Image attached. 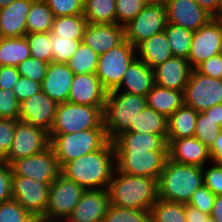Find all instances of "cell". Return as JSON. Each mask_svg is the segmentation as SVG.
Listing matches in <instances>:
<instances>
[{
    "mask_svg": "<svg viewBox=\"0 0 222 222\" xmlns=\"http://www.w3.org/2000/svg\"><path fill=\"white\" fill-rule=\"evenodd\" d=\"M127 131L160 135L167 142V118L147 105Z\"/></svg>",
    "mask_w": 222,
    "mask_h": 222,
    "instance_id": "f546056e",
    "label": "cell"
},
{
    "mask_svg": "<svg viewBox=\"0 0 222 222\" xmlns=\"http://www.w3.org/2000/svg\"><path fill=\"white\" fill-rule=\"evenodd\" d=\"M54 17L83 14L82 0H44Z\"/></svg>",
    "mask_w": 222,
    "mask_h": 222,
    "instance_id": "f6af8a7d",
    "label": "cell"
},
{
    "mask_svg": "<svg viewBox=\"0 0 222 222\" xmlns=\"http://www.w3.org/2000/svg\"><path fill=\"white\" fill-rule=\"evenodd\" d=\"M109 204L107 189L85 190L64 222H102Z\"/></svg>",
    "mask_w": 222,
    "mask_h": 222,
    "instance_id": "ac0fdd59",
    "label": "cell"
},
{
    "mask_svg": "<svg viewBox=\"0 0 222 222\" xmlns=\"http://www.w3.org/2000/svg\"><path fill=\"white\" fill-rule=\"evenodd\" d=\"M115 168V150L108 140L100 149L66 163L60 173L85 190L108 189Z\"/></svg>",
    "mask_w": 222,
    "mask_h": 222,
    "instance_id": "6da1fadb",
    "label": "cell"
},
{
    "mask_svg": "<svg viewBox=\"0 0 222 222\" xmlns=\"http://www.w3.org/2000/svg\"><path fill=\"white\" fill-rule=\"evenodd\" d=\"M146 106V96L108 91L103 111L107 139L112 141L119 134L127 131L135 121L137 114Z\"/></svg>",
    "mask_w": 222,
    "mask_h": 222,
    "instance_id": "277c9868",
    "label": "cell"
},
{
    "mask_svg": "<svg viewBox=\"0 0 222 222\" xmlns=\"http://www.w3.org/2000/svg\"><path fill=\"white\" fill-rule=\"evenodd\" d=\"M20 74L15 66H1L0 69V88L12 89L18 81Z\"/></svg>",
    "mask_w": 222,
    "mask_h": 222,
    "instance_id": "db71d44e",
    "label": "cell"
},
{
    "mask_svg": "<svg viewBox=\"0 0 222 222\" xmlns=\"http://www.w3.org/2000/svg\"><path fill=\"white\" fill-rule=\"evenodd\" d=\"M33 216L16 200L0 203V222H32Z\"/></svg>",
    "mask_w": 222,
    "mask_h": 222,
    "instance_id": "7bdbcfd3",
    "label": "cell"
},
{
    "mask_svg": "<svg viewBox=\"0 0 222 222\" xmlns=\"http://www.w3.org/2000/svg\"><path fill=\"white\" fill-rule=\"evenodd\" d=\"M167 23L196 31L213 17L195 0H165Z\"/></svg>",
    "mask_w": 222,
    "mask_h": 222,
    "instance_id": "e0dca14e",
    "label": "cell"
},
{
    "mask_svg": "<svg viewBox=\"0 0 222 222\" xmlns=\"http://www.w3.org/2000/svg\"><path fill=\"white\" fill-rule=\"evenodd\" d=\"M57 106V102L40 91L19 103L18 120L50 133Z\"/></svg>",
    "mask_w": 222,
    "mask_h": 222,
    "instance_id": "2e32d148",
    "label": "cell"
},
{
    "mask_svg": "<svg viewBox=\"0 0 222 222\" xmlns=\"http://www.w3.org/2000/svg\"><path fill=\"white\" fill-rule=\"evenodd\" d=\"M48 65L49 63L30 56L23 62H20L17 69L21 76L42 83L45 78Z\"/></svg>",
    "mask_w": 222,
    "mask_h": 222,
    "instance_id": "ee69618b",
    "label": "cell"
},
{
    "mask_svg": "<svg viewBox=\"0 0 222 222\" xmlns=\"http://www.w3.org/2000/svg\"><path fill=\"white\" fill-rule=\"evenodd\" d=\"M203 184V167L180 164L168 158L158 179V196L165 201L187 204Z\"/></svg>",
    "mask_w": 222,
    "mask_h": 222,
    "instance_id": "3957f363",
    "label": "cell"
},
{
    "mask_svg": "<svg viewBox=\"0 0 222 222\" xmlns=\"http://www.w3.org/2000/svg\"><path fill=\"white\" fill-rule=\"evenodd\" d=\"M52 182H37L24 176H12V199L33 217L44 216Z\"/></svg>",
    "mask_w": 222,
    "mask_h": 222,
    "instance_id": "5bb4252c",
    "label": "cell"
},
{
    "mask_svg": "<svg viewBox=\"0 0 222 222\" xmlns=\"http://www.w3.org/2000/svg\"><path fill=\"white\" fill-rule=\"evenodd\" d=\"M32 222H64V221L58 219H49L43 216H39V217H33Z\"/></svg>",
    "mask_w": 222,
    "mask_h": 222,
    "instance_id": "94428289",
    "label": "cell"
},
{
    "mask_svg": "<svg viewBox=\"0 0 222 222\" xmlns=\"http://www.w3.org/2000/svg\"><path fill=\"white\" fill-rule=\"evenodd\" d=\"M17 121L0 118V161L8 155L11 149Z\"/></svg>",
    "mask_w": 222,
    "mask_h": 222,
    "instance_id": "681fc988",
    "label": "cell"
},
{
    "mask_svg": "<svg viewBox=\"0 0 222 222\" xmlns=\"http://www.w3.org/2000/svg\"><path fill=\"white\" fill-rule=\"evenodd\" d=\"M168 158L171 161L204 167L212 162L209 148L194 136L167 140Z\"/></svg>",
    "mask_w": 222,
    "mask_h": 222,
    "instance_id": "ffe728a7",
    "label": "cell"
},
{
    "mask_svg": "<svg viewBox=\"0 0 222 222\" xmlns=\"http://www.w3.org/2000/svg\"><path fill=\"white\" fill-rule=\"evenodd\" d=\"M15 0H0V8L10 5Z\"/></svg>",
    "mask_w": 222,
    "mask_h": 222,
    "instance_id": "6125c7cd",
    "label": "cell"
},
{
    "mask_svg": "<svg viewBox=\"0 0 222 222\" xmlns=\"http://www.w3.org/2000/svg\"><path fill=\"white\" fill-rule=\"evenodd\" d=\"M111 205L123 208L150 211L158 196V180L134 176L116 168L108 186Z\"/></svg>",
    "mask_w": 222,
    "mask_h": 222,
    "instance_id": "7a4b0ae2",
    "label": "cell"
},
{
    "mask_svg": "<svg viewBox=\"0 0 222 222\" xmlns=\"http://www.w3.org/2000/svg\"><path fill=\"white\" fill-rule=\"evenodd\" d=\"M53 13L44 0H34L27 16V33L50 32Z\"/></svg>",
    "mask_w": 222,
    "mask_h": 222,
    "instance_id": "836d02e7",
    "label": "cell"
},
{
    "mask_svg": "<svg viewBox=\"0 0 222 222\" xmlns=\"http://www.w3.org/2000/svg\"><path fill=\"white\" fill-rule=\"evenodd\" d=\"M50 146L49 133L44 129L17 121L13 142L8 155L2 160L10 165L13 161L36 155Z\"/></svg>",
    "mask_w": 222,
    "mask_h": 222,
    "instance_id": "7c38bea8",
    "label": "cell"
},
{
    "mask_svg": "<svg viewBox=\"0 0 222 222\" xmlns=\"http://www.w3.org/2000/svg\"><path fill=\"white\" fill-rule=\"evenodd\" d=\"M103 111L104 107L74 104L68 101L59 103L49 133V139L53 135L104 128Z\"/></svg>",
    "mask_w": 222,
    "mask_h": 222,
    "instance_id": "8992f818",
    "label": "cell"
},
{
    "mask_svg": "<svg viewBox=\"0 0 222 222\" xmlns=\"http://www.w3.org/2000/svg\"><path fill=\"white\" fill-rule=\"evenodd\" d=\"M215 197L216 196L203 184L192 194L187 204L210 215Z\"/></svg>",
    "mask_w": 222,
    "mask_h": 222,
    "instance_id": "c3c4849f",
    "label": "cell"
},
{
    "mask_svg": "<svg viewBox=\"0 0 222 222\" xmlns=\"http://www.w3.org/2000/svg\"><path fill=\"white\" fill-rule=\"evenodd\" d=\"M195 69L203 75L216 78V79H222V55L221 53L203 61Z\"/></svg>",
    "mask_w": 222,
    "mask_h": 222,
    "instance_id": "f5cc1de1",
    "label": "cell"
},
{
    "mask_svg": "<svg viewBox=\"0 0 222 222\" xmlns=\"http://www.w3.org/2000/svg\"><path fill=\"white\" fill-rule=\"evenodd\" d=\"M207 116L217 122L222 128V104H216L209 109L203 111Z\"/></svg>",
    "mask_w": 222,
    "mask_h": 222,
    "instance_id": "680465c9",
    "label": "cell"
},
{
    "mask_svg": "<svg viewBox=\"0 0 222 222\" xmlns=\"http://www.w3.org/2000/svg\"><path fill=\"white\" fill-rule=\"evenodd\" d=\"M136 58V48L126 39L108 52L99 55L95 74L102 86L107 91L114 90Z\"/></svg>",
    "mask_w": 222,
    "mask_h": 222,
    "instance_id": "52a82bcc",
    "label": "cell"
},
{
    "mask_svg": "<svg viewBox=\"0 0 222 222\" xmlns=\"http://www.w3.org/2000/svg\"><path fill=\"white\" fill-rule=\"evenodd\" d=\"M25 37L29 44L31 57L47 63L52 62L50 32L26 33Z\"/></svg>",
    "mask_w": 222,
    "mask_h": 222,
    "instance_id": "74e56055",
    "label": "cell"
},
{
    "mask_svg": "<svg viewBox=\"0 0 222 222\" xmlns=\"http://www.w3.org/2000/svg\"><path fill=\"white\" fill-rule=\"evenodd\" d=\"M107 93L108 91L102 86L95 73L74 74L68 102L93 107H105Z\"/></svg>",
    "mask_w": 222,
    "mask_h": 222,
    "instance_id": "d6986e66",
    "label": "cell"
},
{
    "mask_svg": "<svg viewBox=\"0 0 222 222\" xmlns=\"http://www.w3.org/2000/svg\"><path fill=\"white\" fill-rule=\"evenodd\" d=\"M34 0H15L0 8V38L24 37L26 21Z\"/></svg>",
    "mask_w": 222,
    "mask_h": 222,
    "instance_id": "cb8c5ba5",
    "label": "cell"
},
{
    "mask_svg": "<svg viewBox=\"0 0 222 222\" xmlns=\"http://www.w3.org/2000/svg\"><path fill=\"white\" fill-rule=\"evenodd\" d=\"M99 55L81 42L77 51L66 63L74 74H92L96 72Z\"/></svg>",
    "mask_w": 222,
    "mask_h": 222,
    "instance_id": "8d00e7d4",
    "label": "cell"
},
{
    "mask_svg": "<svg viewBox=\"0 0 222 222\" xmlns=\"http://www.w3.org/2000/svg\"><path fill=\"white\" fill-rule=\"evenodd\" d=\"M87 20L80 15L54 17L50 33L69 39H82Z\"/></svg>",
    "mask_w": 222,
    "mask_h": 222,
    "instance_id": "d6a6232c",
    "label": "cell"
},
{
    "mask_svg": "<svg viewBox=\"0 0 222 222\" xmlns=\"http://www.w3.org/2000/svg\"><path fill=\"white\" fill-rule=\"evenodd\" d=\"M222 16V0H220V17Z\"/></svg>",
    "mask_w": 222,
    "mask_h": 222,
    "instance_id": "e7e4bbea",
    "label": "cell"
},
{
    "mask_svg": "<svg viewBox=\"0 0 222 222\" xmlns=\"http://www.w3.org/2000/svg\"><path fill=\"white\" fill-rule=\"evenodd\" d=\"M148 3H152L153 2V0H146Z\"/></svg>",
    "mask_w": 222,
    "mask_h": 222,
    "instance_id": "003e7915",
    "label": "cell"
},
{
    "mask_svg": "<svg viewBox=\"0 0 222 222\" xmlns=\"http://www.w3.org/2000/svg\"><path fill=\"white\" fill-rule=\"evenodd\" d=\"M0 118L14 120L19 118V102L12 89L0 88Z\"/></svg>",
    "mask_w": 222,
    "mask_h": 222,
    "instance_id": "7dc6e473",
    "label": "cell"
},
{
    "mask_svg": "<svg viewBox=\"0 0 222 222\" xmlns=\"http://www.w3.org/2000/svg\"><path fill=\"white\" fill-rule=\"evenodd\" d=\"M82 39H69L51 34L52 62L67 63L80 46Z\"/></svg>",
    "mask_w": 222,
    "mask_h": 222,
    "instance_id": "60d3db41",
    "label": "cell"
},
{
    "mask_svg": "<svg viewBox=\"0 0 222 222\" xmlns=\"http://www.w3.org/2000/svg\"><path fill=\"white\" fill-rule=\"evenodd\" d=\"M155 85L154 70L136 58L125 71L122 81L114 91L147 96Z\"/></svg>",
    "mask_w": 222,
    "mask_h": 222,
    "instance_id": "d4e9b609",
    "label": "cell"
},
{
    "mask_svg": "<svg viewBox=\"0 0 222 222\" xmlns=\"http://www.w3.org/2000/svg\"><path fill=\"white\" fill-rule=\"evenodd\" d=\"M84 191V188L60 173L49 186L48 204L43 217L65 221Z\"/></svg>",
    "mask_w": 222,
    "mask_h": 222,
    "instance_id": "8fae6325",
    "label": "cell"
},
{
    "mask_svg": "<svg viewBox=\"0 0 222 222\" xmlns=\"http://www.w3.org/2000/svg\"><path fill=\"white\" fill-rule=\"evenodd\" d=\"M168 150L115 151L116 169L134 176L159 179Z\"/></svg>",
    "mask_w": 222,
    "mask_h": 222,
    "instance_id": "ba28073f",
    "label": "cell"
},
{
    "mask_svg": "<svg viewBox=\"0 0 222 222\" xmlns=\"http://www.w3.org/2000/svg\"><path fill=\"white\" fill-rule=\"evenodd\" d=\"M222 52V20L213 17L193 32L188 61L195 69L203 61Z\"/></svg>",
    "mask_w": 222,
    "mask_h": 222,
    "instance_id": "4fadbf2b",
    "label": "cell"
},
{
    "mask_svg": "<svg viewBox=\"0 0 222 222\" xmlns=\"http://www.w3.org/2000/svg\"><path fill=\"white\" fill-rule=\"evenodd\" d=\"M166 24L164 2L147 3L143 10L124 26L125 39L136 48L151 36L163 32Z\"/></svg>",
    "mask_w": 222,
    "mask_h": 222,
    "instance_id": "9c48e42d",
    "label": "cell"
},
{
    "mask_svg": "<svg viewBox=\"0 0 222 222\" xmlns=\"http://www.w3.org/2000/svg\"><path fill=\"white\" fill-rule=\"evenodd\" d=\"M201 222H217L212 216H209L207 219H203Z\"/></svg>",
    "mask_w": 222,
    "mask_h": 222,
    "instance_id": "be15d7a7",
    "label": "cell"
},
{
    "mask_svg": "<svg viewBox=\"0 0 222 222\" xmlns=\"http://www.w3.org/2000/svg\"><path fill=\"white\" fill-rule=\"evenodd\" d=\"M107 141L105 128H93L53 135L50 138V146L61 169L66 163L100 149Z\"/></svg>",
    "mask_w": 222,
    "mask_h": 222,
    "instance_id": "5b68a950",
    "label": "cell"
},
{
    "mask_svg": "<svg viewBox=\"0 0 222 222\" xmlns=\"http://www.w3.org/2000/svg\"><path fill=\"white\" fill-rule=\"evenodd\" d=\"M209 167H203L204 185L215 195H222V166L220 163L213 162ZM207 167V168H206Z\"/></svg>",
    "mask_w": 222,
    "mask_h": 222,
    "instance_id": "bcb514c9",
    "label": "cell"
},
{
    "mask_svg": "<svg viewBox=\"0 0 222 222\" xmlns=\"http://www.w3.org/2000/svg\"><path fill=\"white\" fill-rule=\"evenodd\" d=\"M153 70L156 85L184 91L193 68L187 59L172 56Z\"/></svg>",
    "mask_w": 222,
    "mask_h": 222,
    "instance_id": "7402d4cb",
    "label": "cell"
},
{
    "mask_svg": "<svg viewBox=\"0 0 222 222\" xmlns=\"http://www.w3.org/2000/svg\"><path fill=\"white\" fill-rule=\"evenodd\" d=\"M184 105L203 112L222 104V79L212 78L193 69L183 92Z\"/></svg>",
    "mask_w": 222,
    "mask_h": 222,
    "instance_id": "30bf717a",
    "label": "cell"
},
{
    "mask_svg": "<svg viewBox=\"0 0 222 222\" xmlns=\"http://www.w3.org/2000/svg\"><path fill=\"white\" fill-rule=\"evenodd\" d=\"M209 216L210 215L201 212L199 209L185 204L186 222H201L203 219H207Z\"/></svg>",
    "mask_w": 222,
    "mask_h": 222,
    "instance_id": "9f6ffc18",
    "label": "cell"
},
{
    "mask_svg": "<svg viewBox=\"0 0 222 222\" xmlns=\"http://www.w3.org/2000/svg\"><path fill=\"white\" fill-rule=\"evenodd\" d=\"M124 39V26L122 25L87 23L82 42L101 55L119 45Z\"/></svg>",
    "mask_w": 222,
    "mask_h": 222,
    "instance_id": "44dd1931",
    "label": "cell"
},
{
    "mask_svg": "<svg viewBox=\"0 0 222 222\" xmlns=\"http://www.w3.org/2000/svg\"><path fill=\"white\" fill-rule=\"evenodd\" d=\"M209 151L213 162L219 163L222 161V131L209 148Z\"/></svg>",
    "mask_w": 222,
    "mask_h": 222,
    "instance_id": "6f0895ef",
    "label": "cell"
},
{
    "mask_svg": "<svg viewBox=\"0 0 222 222\" xmlns=\"http://www.w3.org/2000/svg\"><path fill=\"white\" fill-rule=\"evenodd\" d=\"M12 91L15 93L18 102L42 91L41 83L21 76L14 84Z\"/></svg>",
    "mask_w": 222,
    "mask_h": 222,
    "instance_id": "f907efd6",
    "label": "cell"
},
{
    "mask_svg": "<svg viewBox=\"0 0 222 222\" xmlns=\"http://www.w3.org/2000/svg\"><path fill=\"white\" fill-rule=\"evenodd\" d=\"M164 2L165 0H153V2Z\"/></svg>",
    "mask_w": 222,
    "mask_h": 222,
    "instance_id": "03108f58",
    "label": "cell"
},
{
    "mask_svg": "<svg viewBox=\"0 0 222 222\" xmlns=\"http://www.w3.org/2000/svg\"><path fill=\"white\" fill-rule=\"evenodd\" d=\"M112 142L115 151L168 150L167 142L160 135L148 133L125 131Z\"/></svg>",
    "mask_w": 222,
    "mask_h": 222,
    "instance_id": "484cf974",
    "label": "cell"
},
{
    "mask_svg": "<svg viewBox=\"0 0 222 222\" xmlns=\"http://www.w3.org/2000/svg\"><path fill=\"white\" fill-rule=\"evenodd\" d=\"M10 167L12 176L29 177L37 182H53L60 174V167L51 146L39 154L13 161Z\"/></svg>",
    "mask_w": 222,
    "mask_h": 222,
    "instance_id": "9a60e30c",
    "label": "cell"
},
{
    "mask_svg": "<svg viewBox=\"0 0 222 222\" xmlns=\"http://www.w3.org/2000/svg\"><path fill=\"white\" fill-rule=\"evenodd\" d=\"M183 92L155 84L146 96L147 105L168 118L184 104Z\"/></svg>",
    "mask_w": 222,
    "mask_h": 222,
    "instance_id": "f1b7e54d",
    "label": "cell"
},
{
    "mask_svg": "<svg viewBox=\"0 0 222 222\" xmlns=\"http://www.w3.org/2000/svg\"><path fill=\"white\" fill-rule=\"evenodd\" d=\"M198 113L194 108L183 104L171 114L167 118V140L194 136Z\"/></svg>",
    "mask_w": 222,
    "mask_h": 222,
    "instance_id": "83f0119b",
    "label": "cell"
},
{
    "mask_svg": "<svg viewBox=\"0 0 222 222\" xmlns=\"http://www.w3.org/2000/svg\"><path fill=\"white\" fill-rule=\"evenodd\" d=\"M212 17H220V0H195Z\"/></svg>",
    "mask_w": 222,
    "mask_h": 222,
    "instance_id": "11a10c76",
    "label": "cell"
},
{
    "mask_svg": "<svg viewBox=\"0 0 222 222\" xmlns=\"http://www.w3.org/2000/svg\"><path fill=\"white\" fill-rule=\"evenodd\" d=\"M210 216H212L217 222H222V195L215 197Z\"/></svg>",
    "mask_w": 222,
    "mask_h": 222,
    "instance_id": "91938a15",
    "label": "cell"
},
{
    "mask_svg": "<svg viewBox=\"0 0 222 222\" xmlns=\"http://www.w3.org/2000/svg\"><path fill=\"white\" fill-rule=\"evenodd\" d=\"M116 23L122 26L133 20L147 5L146 0H115Z\"/></svg>",
    "mask_w": 222,
    "mask_h": 222,
    "instance_id": "b9f144b4",
    "label": "cell"
},
{
    "mask_svg": "<svg viewBox=\"0 0 222 222\" xmlns=\"http://www.w3.org/2000/svg\"><path fill=\"white\" fill-rule=\"evenodd\" d=\"M12 199V171L10 165L0 161V203Z\"/></svg>",
    "mask_w": 222,
    "mask_h": 222,
    "instance_id": "816d5d0a",
    "label": "cell"
},
{
    "mask_svg": "<svg viewBox=\"0 0 222 222\" xmlns=\"http://www.w3.org/2000/svg\"><path fill=\"white\" fill-rule=\"evenodd\" d=\"M222 128L215 120L204 112H199L196 121L194 137L210 148L215 139L219 136Z\"/></svg>",
    "mask_w": 222,
    "mask_h": 222,
    "instance_id": "f35d334b",
    "label": "cell"
},
{
    "mask_svg": "<svg viewBox=\"0 0 222 222\" xmlns=\"http://www.w3.org/2000/svg\"><path fill=\"white\" fill-rule=\"evenodd\" d=\"M173 56L188 59L193 31L174 24H166L164 29Z\"/></svg>",
    "mask_w": 222,
    "mask_h": 222,
    "instance_id": "e575fe53",
    "label": "cell"
},
{
    "mask_svg": "<svg viewBox=\"0 0 222 222\" xmlns=\"http://www.w3.org/2000/svg\"><path fill=\"white\" fill-rule=\"evenodd\" d=\"M149 212L150 222H186L184 203L159 198Z\"/></svg>",
    "mask_w": 222,
    "mask_h": 222,
    "instance_id": "d590c367",
    "label": "cell"
},
{
    "mask_svg": "<svg viewBox=\"0 0 222 222\" xmlns=\"http://www.w3.org/2000/svg\"><path fill=\"white\" fill-rule=\"evenodd\" d=\"M104 222H150V212L109 204Z\"/></svg>",
    "mask_w": 222,
    "mask_h": 222,
    "instance_id": "ab89813d",
    "label": "cell"
},
{
    "mask_svg": "<svg viewBox=\"0 0 222 222\" xmlns=\"http://www.w3.org/2000/svg\"><path fill=\"white\" fill-rule=\"evenodd\" d=\"M83 16L90 24H114L116 23V1L85 0Z\"/></svg>",
    "mask_w": 222,
    "mask_h": 222,
    "instance_id": "1f68e13d",
    "label": "cell"
},
{
    "mask_svg": "<svg viewBox=\"0 0 222 222\" xmlns=\"http://www.w3.org/2000/svg\"><path fill=\"white\" fill-rule=\"evenodd\" d=\"M30 56V48L25 36L0 38V66L17 67Z\"/></svg>",
    "mask_w": 222,
    "mask_h": 222,
    "instance_id": "4dcf8cb0",
    "label": "cell"
},
{
    "mask_svg": "<svg viewBox=\"0 0 222 222\" xmlns=\"http://www.w3.org/2000/svg\"><path fill=\"white\" fill-rule=\"evenodd\" d=\"M136 56L139 60L146 63L151 69H154L172 57L173 55L165 32L163 31L155 34L140 43L136 47Z\"/></svg>",
    "mask_w": 222,
    "mask_h": 222,
    "instance_id": "4316f807",
    "label": "cell"
},
{
    "mask_svg": "<svg viewBox=\"0 0 222 222\" xmlns=\"http://www.w3.org/2000/svg\"><path fill=\"white\" fill-rule=\"evenodd\" d=\"M74 73L66 63L51 62L48 65L42 91L52 100L59 103L68 101Z\"/></svg>",
    "mask_w": 222,
    "mask_h": 222,
    "instance_id": "603a6c76",
    "label": "cell"
}]
</instances>
